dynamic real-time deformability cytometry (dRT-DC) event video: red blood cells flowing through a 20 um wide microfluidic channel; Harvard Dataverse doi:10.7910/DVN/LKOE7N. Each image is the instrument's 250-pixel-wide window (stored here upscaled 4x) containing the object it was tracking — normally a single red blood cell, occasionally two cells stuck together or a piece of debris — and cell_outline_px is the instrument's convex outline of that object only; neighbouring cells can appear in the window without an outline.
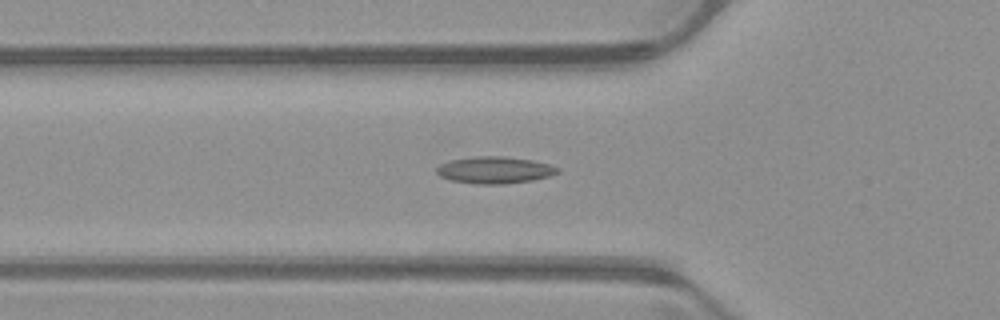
{"species": "common noctule bat (a hibernating species)", "species_latin": "Nyctalus noctula", "temperature_condition": "warm", "stored_images_in_passage": 51, "camera_frame_rate_fps": 3000, "um_per_image_px": 0.085, "animal": {"sex": "male", "body_mass_g": 23.1, "forearm_length_mm": 52.7}, "frame": {"image": 1, "passage_image": 17, "time_ms": 5.333, "image_size_px": [1000, 320], "cell_outline_px": [[560, 172], [548, 176], [532, 180], [504, 184], [472, 184], [452, 180], [440, 176], [436, 172], [436, 168], [440, 164], [452, 160], [476, 156], [504, 156], [532, 160], [548, 164], [560, 168]], "centroid_in_image_um": [42.05, 14.45], "position_along_channel_um": 83.8, "area_um2": 18.9}}
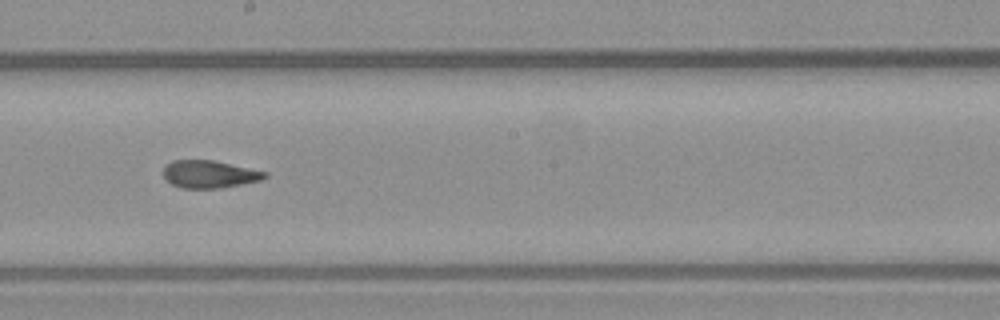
{"frame": {"image": 2, "passage_image": 28, "time_ms": 9.0, "image_size_px": [1000, 320], "cell_outline_px": [[268, 176], [260, 180], [220, 188], [180, 188], [172, 184], [164, 176], [164, 168], [172, 160], [212, 160], [268, 172]], "centroid_in_image_um": [17.8, 14.8], "position_along_channel_um": 230.4, "area_um2": 16.07}}
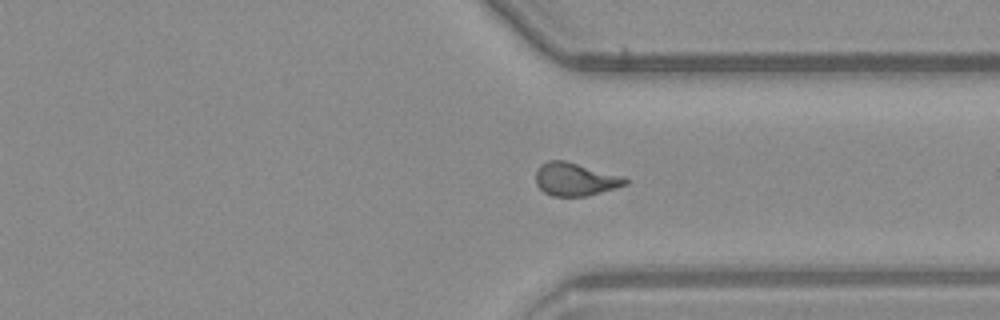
{"frame": {"image": 3, "passage_image": 38, "time_ms": 12.333, "image_size_px": [1000, 320], "cell_outline_px": [[628, 184], [616, 188], [584, 196], [552, 196], [544, 192], [536, 184], [536, 168], [540, 164], [548, 160], [564, 160], [624, 176], [628, 180]], "centroid_in_image_um": [48.88, 15.23], "position_along_channel_um": 362.5, "area_um2": 17.28}, "authors_computed_cell_mechanics": {"area_um2": 17.2244, "velocity_mm_per_s": 3.9722, "shape_relaxation_time_tau1_ms": null, "shape_relaxation_time_tau2_ms": 1.499, "deformation_change_tau1": null, "deformation_change_tau2": 0.0873}}